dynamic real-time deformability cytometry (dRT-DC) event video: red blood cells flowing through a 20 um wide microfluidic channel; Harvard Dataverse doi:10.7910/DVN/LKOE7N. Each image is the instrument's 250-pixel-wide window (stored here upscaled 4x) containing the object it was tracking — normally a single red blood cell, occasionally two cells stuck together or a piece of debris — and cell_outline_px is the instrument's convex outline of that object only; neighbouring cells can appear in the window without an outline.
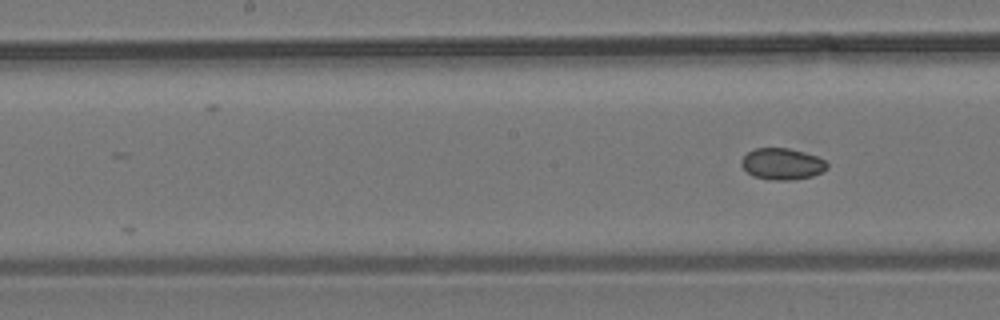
{"species": "common noctule bat (a hibernating species)", "species_latin": "Nyctalus noctula", "temperature_condition": "room temperature", "stored_images_in_passage": 9, "segment_of_instrument_passage": [2, 2], "camera_frame_rate_fps": 3000, "um_per_image_px": 0.085, "animal": {"sex": "male", "body_mass_g": 19.2, "forearm_length_mm": 51.8}, "frame": {"image": 1, "passage_image": 9, "time_ms": 10.0, "image_size_px": [1000, 320], "cell_outline_px": [[828, 168], [812, 176], [788, 180], [772, 180], [752, 176], [740, 164], [740, 160], [748, 152], [756, 148], [788, 148], [804, 152], [816, 156], [824, 160], [828, 164]], "centroid_in_image_um": [66.46, 13.93], "position_along_channel_um": 181.7, "area_um2": 15.61}}